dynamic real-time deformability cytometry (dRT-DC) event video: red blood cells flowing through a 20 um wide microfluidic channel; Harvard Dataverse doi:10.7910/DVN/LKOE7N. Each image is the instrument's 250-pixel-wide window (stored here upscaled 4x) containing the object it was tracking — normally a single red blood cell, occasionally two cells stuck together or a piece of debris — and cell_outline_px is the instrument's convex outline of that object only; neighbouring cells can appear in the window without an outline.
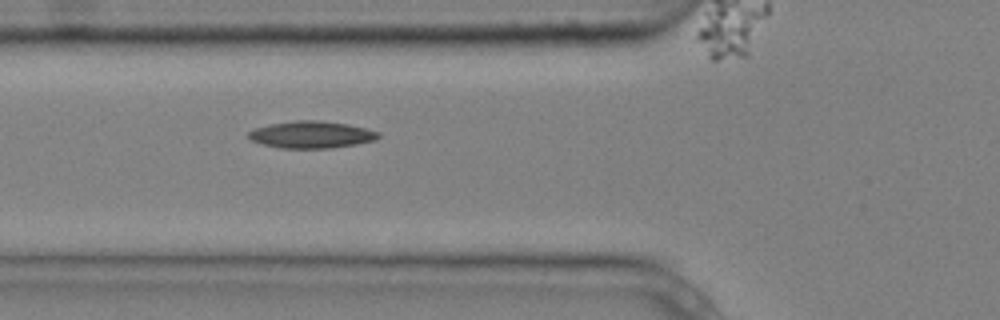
{"species": "common noctule bat (a hibernating species)", "species_latin": "Nyctalus noctula", "temperature_condition": "cold", "stored_images_in_passage": 7, "camera_frame_rate_fps": 3000, "um_per_image_px": 0.085, "animal": {"sex": "male", "body_mass_g": 20.4}, "frame": {"image": 1, "passage_image": 5, "time_ms": 1.333, "image_size_px": [1000, 320], "cell_outline_px": [[380, 136], [376, 140], [356, 144], [332, 148], [280, 148], [260, 144], [248, 140], [248, 132], [252, 128], [272, 124], [296, 120], [320, 120], [348, 124], [380, 132]], "centroid_in_image_um": [26.43, 11.45], "position_along_channel_um": 99.4, "area_um2": 20.63}}
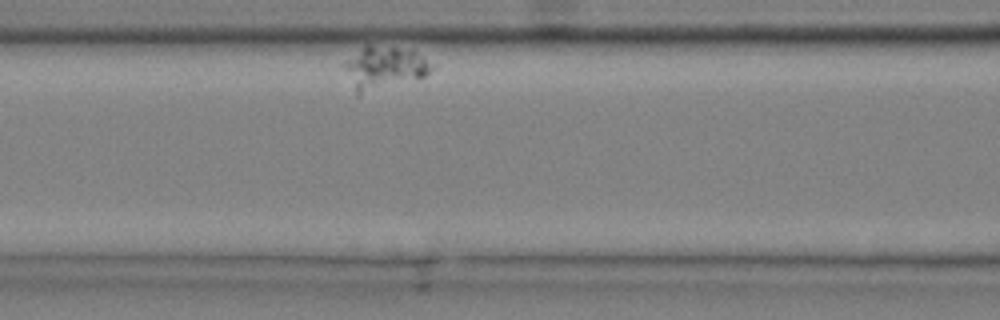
{"frame": {"image": 2, "passage_image": 7, "time_ms": 2.0, "image_size_px": [1000, 320], "cell_outline_px": [[432, 68], [424, 76], [360, 96], [356, 96], [340, 64], [344, 60], [368, 44], [396, 48], [412, 52], [424, 56]], "centroid_in_image_um": [32.51, 5.8], "position_along_channel_um": 134.1, "area_um2": 21.79}}